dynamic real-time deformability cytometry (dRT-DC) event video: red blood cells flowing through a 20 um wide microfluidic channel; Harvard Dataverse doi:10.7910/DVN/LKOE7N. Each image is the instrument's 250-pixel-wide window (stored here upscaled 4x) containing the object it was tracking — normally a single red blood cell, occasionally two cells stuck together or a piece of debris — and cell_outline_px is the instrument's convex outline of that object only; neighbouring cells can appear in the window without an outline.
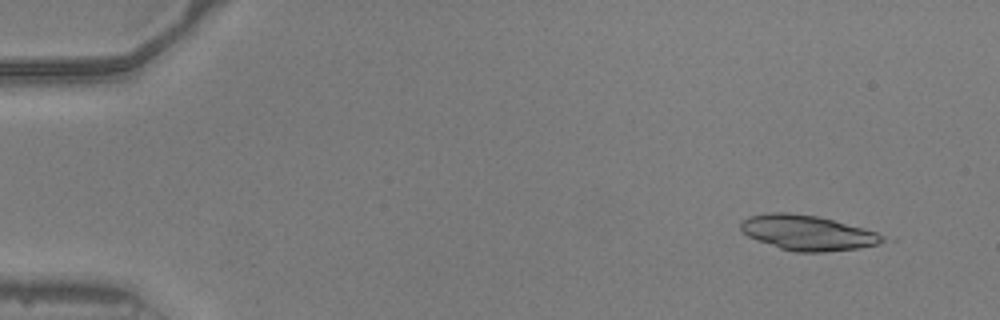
{"species": "common noctule bat (a hibernating species)", "species_latin": "Nyctalus noctula", "temperature_condition": "warm", "stored_images_in_passage": 52, "camera_frame_rate_fps": 3000, "um_per_image_px": 0.085, "animal": {"sex": "male", "body_mass_g": 20.5, "forearm_length_mm": 52.5}, "frame": {"image": 1, "passage_image": 5, "time_ms": 1.333, "image_size_px": [1000, 320], "cell_outline_px": [[888, 240], [880, 244], [860, 248], [824, 252], [796, 252], [780, 248], [756, 240], [748, 236], [740, 228], [740, 224], [748, 216], [768, 212], [788, 212], [816, 216], [864, 228], [876, 232], [884, 236]], "centroid_in_image_um": [68.65, 19.79], "position_along_channel_um": 16.3, "area_um2": 29.02}}
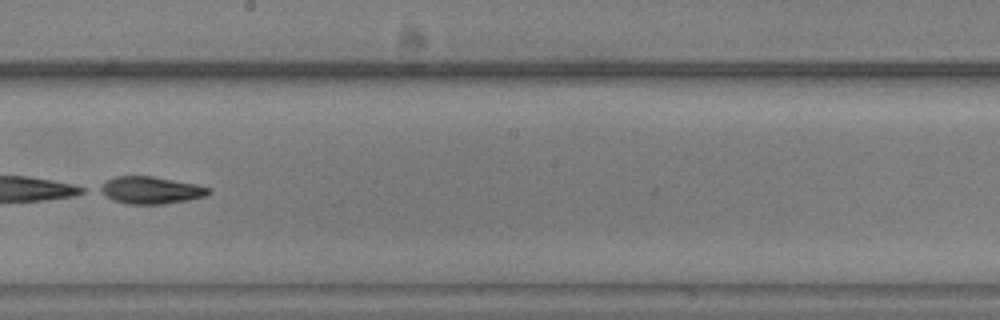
{"frame": {"image": 2, "passage_image": 31, "time_ms": 10.0, "image_size_px": [1000, 320], "cell_outline_px": [[212, 192], [204, 196], [188, 200], [164, 204], [128, 204], [112, 200], [100, 192], [96, 188], [108, 180], [116, 176], [152, 176], [196, 184], [212, 188]], "centroid_in_image_um": [12.81, 16.17], "position_along_channel_um": 235.4, "area_um2": 17.28}}